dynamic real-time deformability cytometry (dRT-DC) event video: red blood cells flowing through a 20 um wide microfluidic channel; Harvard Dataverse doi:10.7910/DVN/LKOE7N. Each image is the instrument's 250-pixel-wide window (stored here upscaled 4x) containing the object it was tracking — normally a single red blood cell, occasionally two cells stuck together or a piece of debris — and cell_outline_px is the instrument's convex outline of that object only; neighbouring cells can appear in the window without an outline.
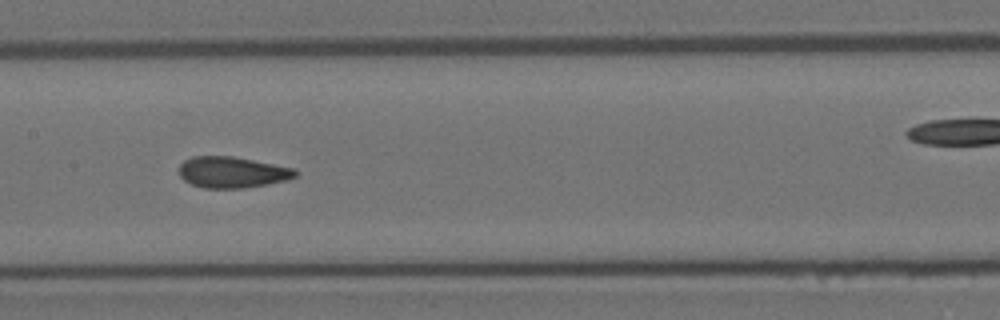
{"species": "Egyptian fruit bat (a non-hibernating species)", "species_latin": "Rousettus aegyptiacus", "temperature_condition": "room temperature", "stored_images_in_passage": 14, "camera_frame_rate_fps": 3000, "um_per_image_px": 0.085, "animal": {"sex": "female"}, "frame": {"image": 1, "passage_image": 6, "time_ms": 1.667, "image_size_px": [1000, 320], "cell_outline_px": [[296, 176], [288, 180], [268, 184], [244, 188], [204, 188], [192, 184], [184, 180], [180, 176], [180, 164], [184, 160], [192, 156], [232, 156], [296, 168]], "centroid_in_image_um": [19.75, 14.64], "position_along_channel_um": 187.7, "area_um2": 21.15}}
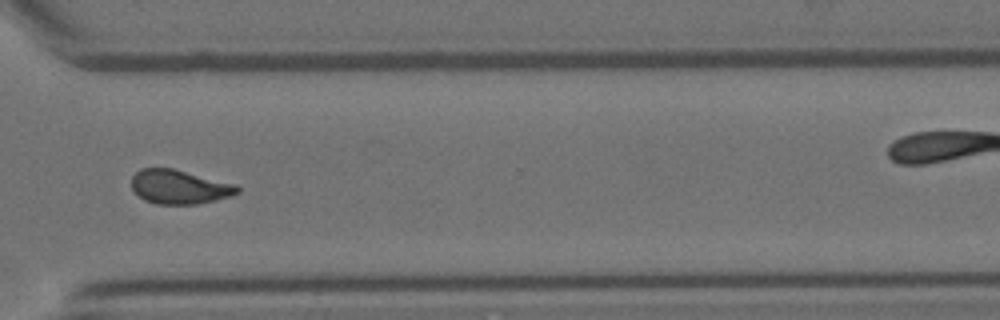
{"frame": {"image": 2, "passage_image": 10, "time_ms": 3.0, "image_size_px": [1000, 320], "cell_outline_px": [[240, 192], [232, 196], [216, 200], [196, 204], [156, 204], [144, 200], [132, 188], [132, 176], [140, 168], [172, 168], [236, 184], [240, 188]], "centroid_in_image_um": [15.27, 15.89], "position_along_channel_um": 355.3, "area_um2": 21.04}}
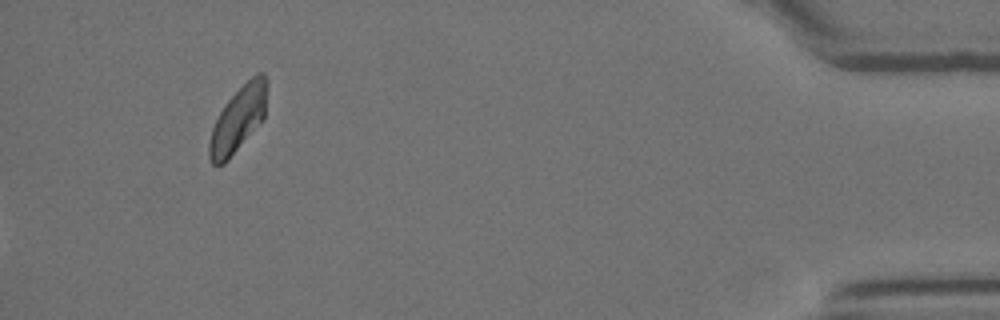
{"frame": {"image": 3, "passage_image": 14, "time_ms": 4.333, "image_size_px": [1000, 320], "cell_outline_px": [[268, 84], [264, 116], [228, 160], [224, 164], [212, 164], [208, 156], [208, 144], [212, 128], [224, 104], [256, 72], [264, 72], [268, 80]], "centroid_in_image_um": [20.24, 10.09], "position_along_channel_um": 415.0, "area_um2": 21.62}}